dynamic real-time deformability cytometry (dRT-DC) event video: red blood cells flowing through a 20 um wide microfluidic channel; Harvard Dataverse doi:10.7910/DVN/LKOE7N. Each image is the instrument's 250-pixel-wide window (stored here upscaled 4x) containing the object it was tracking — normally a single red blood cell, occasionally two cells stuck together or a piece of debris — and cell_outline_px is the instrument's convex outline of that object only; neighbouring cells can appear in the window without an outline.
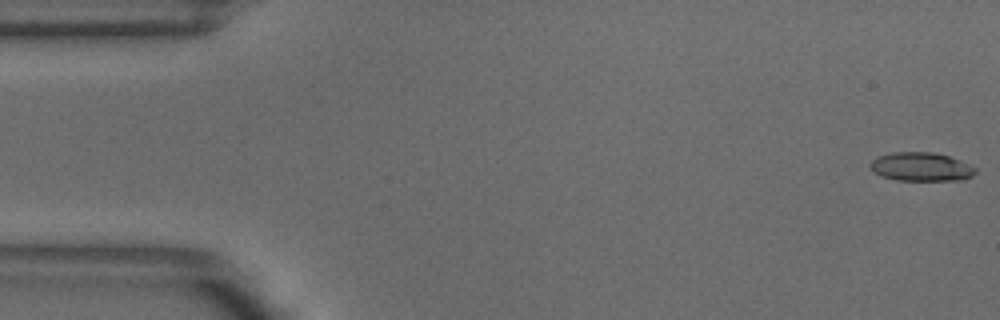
{"species": "common noctule bat (a hibernating species)", "species_latin": "Nyctalus noctula", "temperature_condition": "warm", "stored_images_in_passage": 4, "camera_frame_rate_fps": 3000, "um_per_image_px": 0.085, "animal": {"sex": "male", "body_mass_g": 18.8}, "frame": {"image": 1, "passage_image": 1, "time_ms": 0.0, "image_size_px": [1000, 320], "cell_outline_px": [[976, 172], [972, 176], [964, 180], [896, 180], [880, 176], [868, 164], [876, 156], [892, 152], [932, 152], [948, 156], [976, 168]], "centroid_in_image_um": [78.26, 14.18], "position_along_channel_um": 6.7, "area_um2": 17.51}}
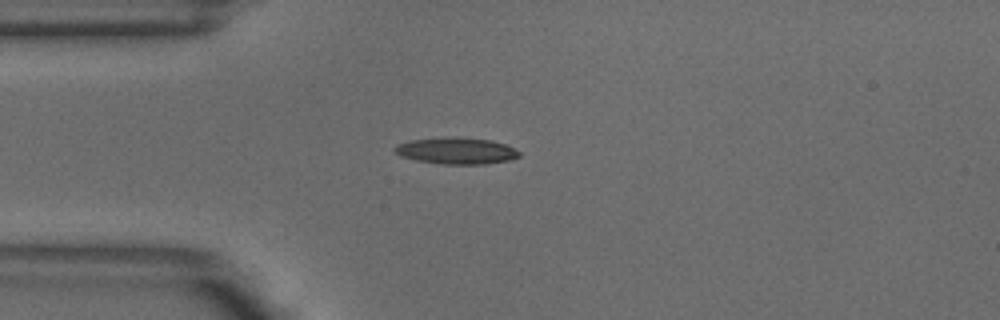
{"frame": {"image": 2, "passage_image": 4, "time_ms": 1.0, "image_size_px": [1000, 320], "cell_outline_px": [[520, 156], [508, 160], [484, 164], [440, 164], [416, 160], [400, 156], [392, 148], [396, 144], [408, 140], [452, 136], [492, 140], [504, 144], [520, 152]], "centroid_in_image_um": [38.74, 12.81], "position_along_channel_um": 46.3, "area_um2": 19.36}}